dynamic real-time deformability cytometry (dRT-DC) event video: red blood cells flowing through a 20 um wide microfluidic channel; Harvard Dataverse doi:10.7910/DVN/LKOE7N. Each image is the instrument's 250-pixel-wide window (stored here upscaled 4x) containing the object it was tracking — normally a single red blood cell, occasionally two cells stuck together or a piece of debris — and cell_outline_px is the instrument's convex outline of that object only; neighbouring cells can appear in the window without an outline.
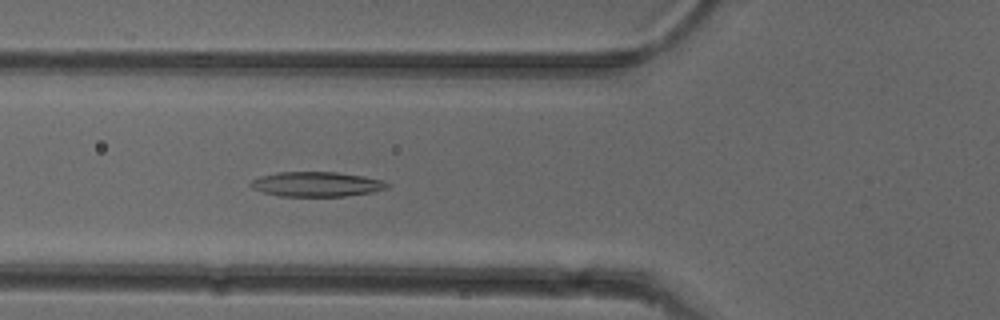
{"species": "common noctule bat (a hibernating species)", "species_latin": "Nyctalus noctula", "temperature_condition": "cold", "stored_images_in_passage": 52, "camera_frame_rate_fps": 3000, "um_per_image_px": 0.085, "animal": {"sex": "female"}, "frame": {"image": 1, "passage_image": 19, "time_ms": 6.0, "image_size_px": [1000, 320], "cell_outline_px": [[392, 184], [388, 188], [372, 192], [344, 196], [280, 196], [264, 192], [252, 188], [248, 184], [252, 180], [260, 176], [276, 172], [336, 172], [364, 176], [384, 180]], "centroid_in_image_um": [26.94, 15.65], "position_along_channel_um": 98.9, "area_um2": 19.83}}
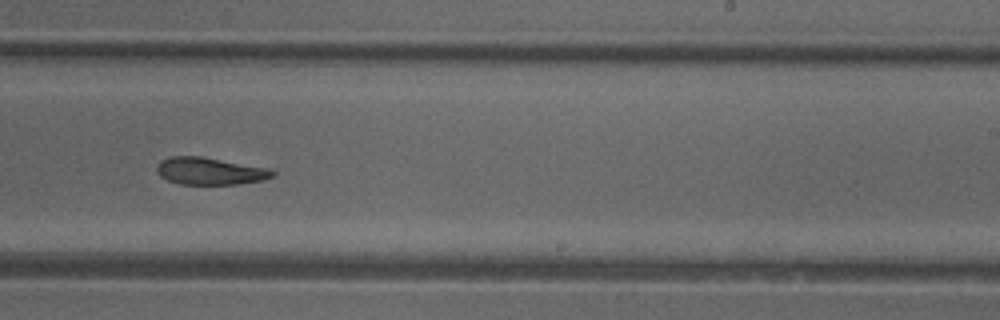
{"frame": {"image": 2, "passage_image": 32, "time_ms": 10.333, "image_size_px": [1000, 320], "cell_outline_px": [[276, 176], [264, 180], [236, 184], [180, 184], [168, 180], [160, 176], [156, 172], [156, 168], [160, 160], [168, 156], [200, 156], [268, 168], [276, 172]], "centroid_in_image_um": [17.84, 14.54], "position_along_channel_um": 271.2, "area_um2": 18.44}}
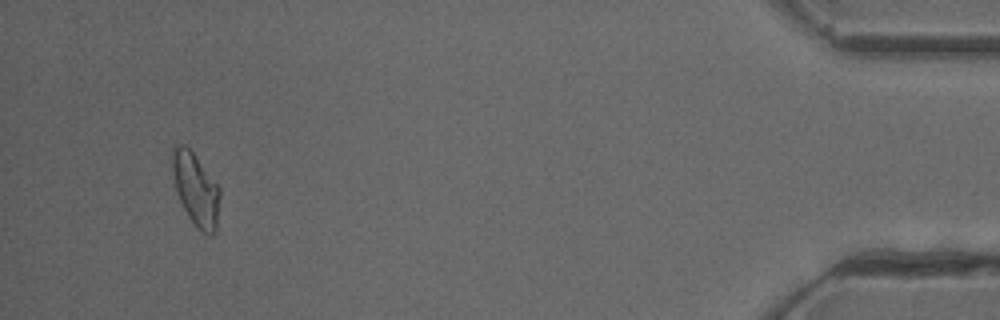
{"frame": {"image": 3, "passage_image": 49, "time_ms": 16.0, "image_size_px": [1000, 320], "cell_outline_px": [[220, 196], [216, 232], [212, 236], [208, 236], [188, 216], [176, 192], [168, 156], [172, 148], [176, 144], [184, 144], [192, 152], [220, 188]], "centroid_in_image_um": [16.6, 16.04], "position_along_channel_um": 418.6, "area_um2": 20.29}}